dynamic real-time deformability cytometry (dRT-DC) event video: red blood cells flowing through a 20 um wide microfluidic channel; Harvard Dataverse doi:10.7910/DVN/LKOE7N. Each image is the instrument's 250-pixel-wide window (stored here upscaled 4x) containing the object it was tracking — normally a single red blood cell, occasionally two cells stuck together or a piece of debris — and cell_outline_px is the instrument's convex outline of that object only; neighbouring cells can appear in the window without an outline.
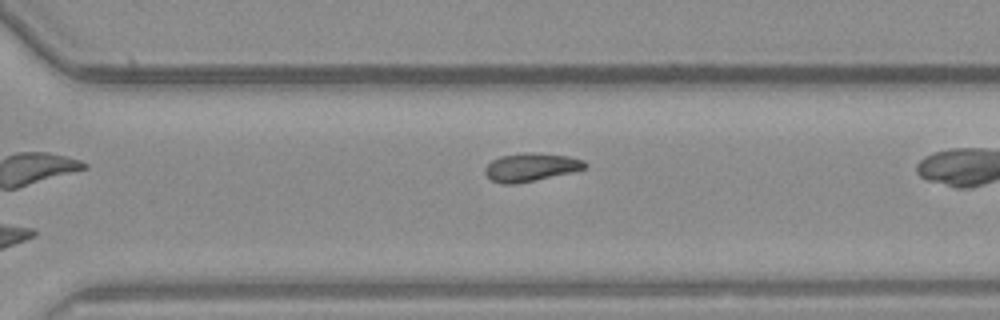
{"species": "common noctule bat (a hibernating species)", "species_latin": "Nyctalus noctula", "temperature_condition": "warm", "stored_images_in_passage": 21, "camera_frame_rate_fps": 3000, "um_per_image_px": 0.085, "animal": {"sex": "male", "body_mass_g": 23.1, "forearm_length_mm": 52.7}, "frame": {"image": 1, "passage_image": 18, "time_ms": 5.667, "image_size_px": [1000, 320], "cell_outline_px": [[588, 164], [584, 168], [572, 172], [536, 180], [516, 184], [500, 184], [492, 180], [484, 172], [484, 168], [492, 160], [500, 156], [568, 156], [584, 160]], "centroid_in_image_um": [45.1, 14.28], "position_along_channel_um": 325.5, "area_um2": 15.37}}